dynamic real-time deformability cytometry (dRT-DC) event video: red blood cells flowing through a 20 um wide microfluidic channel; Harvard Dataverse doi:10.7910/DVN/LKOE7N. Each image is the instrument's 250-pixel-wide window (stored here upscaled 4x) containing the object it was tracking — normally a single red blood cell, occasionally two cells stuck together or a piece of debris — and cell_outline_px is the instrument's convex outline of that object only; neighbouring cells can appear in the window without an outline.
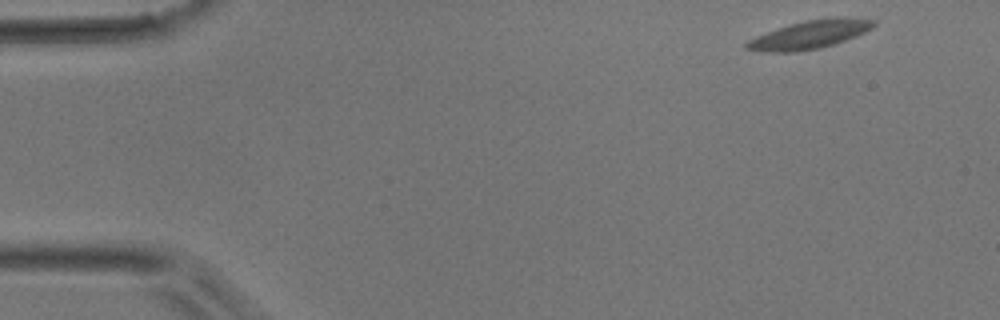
{"species": "common noctule bat (a hibernating species)", "species_latin": "Nyctalus noctula", "temperature_condition": "room temperature", "stored_images_in_passage": 9, "camera_frame_rate_fps": 3000, "um_per_image_px": 0.085, "animal": {"sex": "male", "body_mass_g": 17.9}, "frame": {"image": 1, "passage_image": 1, "time_ms": 0.0, "image_size_px": [1000, 320], "cell_outline_px": [[876, 24], [872, 28], [856, 36], [820, 48], [796, 52], [768, 52], [744, 48], [744, 44], [748, 40], [756, 36], [788, 24], [808, 20], [836, 16], [876, 20]], "centroid_in_image_um": [68.82, 2.93], "position_along_channel_um": 16.2, "area_um2": 20.87}}